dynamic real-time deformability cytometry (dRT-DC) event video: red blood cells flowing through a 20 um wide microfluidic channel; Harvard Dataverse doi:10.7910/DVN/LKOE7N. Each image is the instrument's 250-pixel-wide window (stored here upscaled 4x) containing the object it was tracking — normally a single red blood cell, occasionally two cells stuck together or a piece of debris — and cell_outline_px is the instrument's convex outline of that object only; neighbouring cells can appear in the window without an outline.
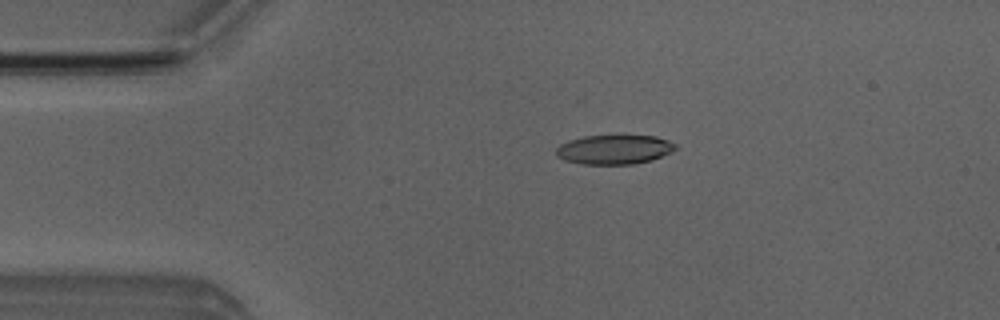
{"species": "Egyptian fruit bat (a non-hibernating species)", "species_latin": "Rousettus aegyptiacus", "temperature_condition": "room temperature", "stored_images_in_passage": 5, "camera_frame_rate_fps": 3000, "um_per_image_px": 0.085, "animal": {"sex": "male"}, "frame": {"image": 1, "passage_image": 3, "time_ms": 2.333, "image_size_px": [1000, 320], "cell_outline_px": [[680, 148], [672, 152], [652, 160], [632, 164], [584, 164], [564, 160], [556, 156], [556, 148], [560, 144], [568, 140], [584, 136], [656, 136], [668, 140], [676, 144]], "centroid_in_image_um": [52.23, 12.71], "position_along_channel_um": 32.8, "area_um2": 20.52}}